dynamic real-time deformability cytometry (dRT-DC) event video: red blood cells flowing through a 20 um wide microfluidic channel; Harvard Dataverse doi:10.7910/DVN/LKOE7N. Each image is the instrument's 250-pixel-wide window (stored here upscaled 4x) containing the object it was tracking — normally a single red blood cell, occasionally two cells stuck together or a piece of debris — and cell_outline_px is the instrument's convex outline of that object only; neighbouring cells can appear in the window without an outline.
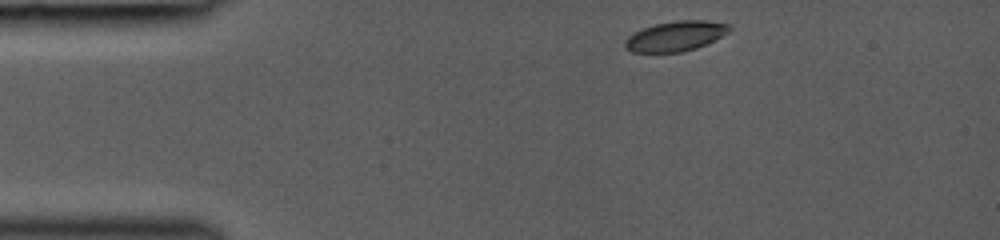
{"species": "common noctule bat (a hibernating species)", "species_latin": "Nyctalus noctula", "temperature_condition": "room temperature", "stored_images_in_passage": 35, "camera_frame_rate_fps": 3000, "um_per_image_px": 0.085, "animal": {"sex": "female", "body_mass_g": 19.0, "forearm_length_mm": 53.3}, "frame": {"image": 1, "passage_image": 1, "time_ms": 0.0, "image_size_px": [1000, 240], "cell_outline_px": [[732, 28], [728, 32], [708, 44], [696, 48], [680, 52], [632, 52], [624, 48], [624, 40], [628, 36], [644, 28], [656, 24], [676, 20], [708, 20], [732, 24]], "centroid_in_image_um": [57.46, 3.06], "position_along_channel_um": 27.5, "area_um2": 18.38}}
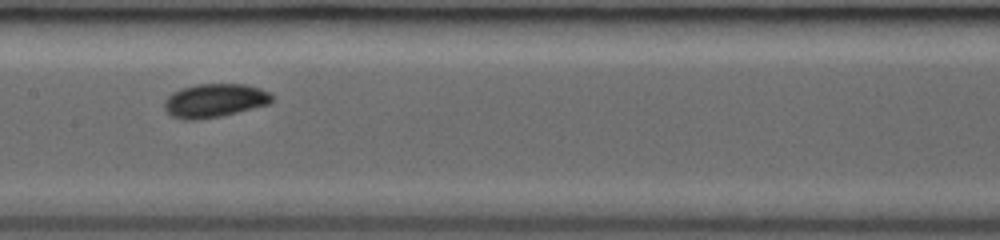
{"frame": {"image": 2, "passage_image": 16, "time_ms": 5.0, "image_size_px": [1000, 240], "cell_outline_px": [[272, 100], [268, 104], [220, 116], [200, 120], [184, 120], [172, 116], [164, 108], [164, 100], [172, 92], [196, 84], [244, 84], [260, 88], [268, 92], [272, 96]], "centroid_in_image_um": [18.2, 8.55], "position_along_channel_um": 189.2, "area_um2": 20.92}}
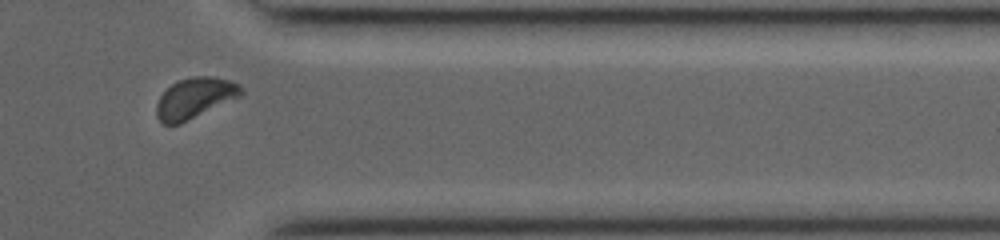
{"frame": {"image": 3, "passage_image": 30, "time_ms": 9.667, "image_size_px": [1000, 240], "cell_outline_px": [[244, 92], [240, 96], [180, 124], [164, 124], [156, 116], [156, 104], [160, 96], [172, 84], [180, 80], [192, 76], [212, 76], [228, 80], [240, 84], [244, 88]], "centroid_in_image_um": [16.57, 8.33], "position_along_channel_um": 394.8, "area_um2": 19.88}}